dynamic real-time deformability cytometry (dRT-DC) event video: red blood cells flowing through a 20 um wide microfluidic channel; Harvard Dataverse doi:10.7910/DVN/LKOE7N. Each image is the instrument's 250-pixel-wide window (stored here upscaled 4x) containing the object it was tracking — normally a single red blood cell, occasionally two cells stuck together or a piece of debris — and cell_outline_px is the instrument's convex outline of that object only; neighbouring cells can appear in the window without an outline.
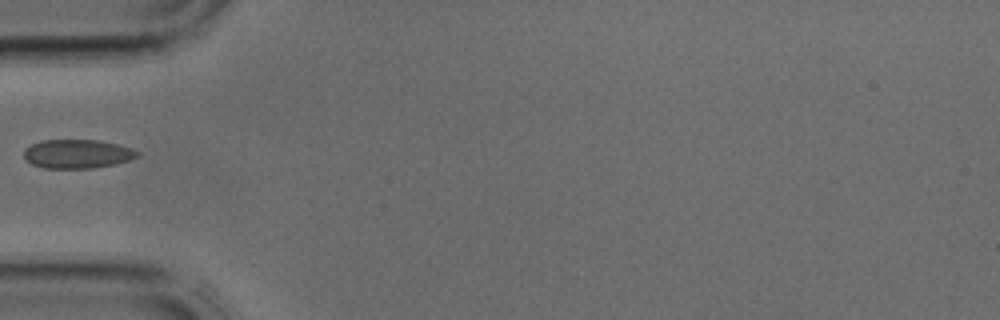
{"species": "common noctule bat (a hibernating species)", "species_latin": "Nyctalus noctula", "temperature_condition": "cold", "stored_images_in_passage": 1, "camera_frame_rate_fps": 3000, "um_per_image_px": 0.085, "animal": {"sex": "male", "body_mass_g": 17.9, "forearm_length_mm": 54.2}, "frame": {"image": 1, "passage_image": 1, "time_ms": 0.0, "image_size_px": [1000, 320], "cell_outline_px": [[140, 156], [128, 160], [112, 164], [92, 168], [44, 168], [32, 164], [24, 156], [24, 148], [40, 140], [100, 140], [132, 148], [140, 152]], "centroid_in_image_um": [6.57, 13.07], "position_along_channel_um": 78.4, "area_um2": 19.02}}